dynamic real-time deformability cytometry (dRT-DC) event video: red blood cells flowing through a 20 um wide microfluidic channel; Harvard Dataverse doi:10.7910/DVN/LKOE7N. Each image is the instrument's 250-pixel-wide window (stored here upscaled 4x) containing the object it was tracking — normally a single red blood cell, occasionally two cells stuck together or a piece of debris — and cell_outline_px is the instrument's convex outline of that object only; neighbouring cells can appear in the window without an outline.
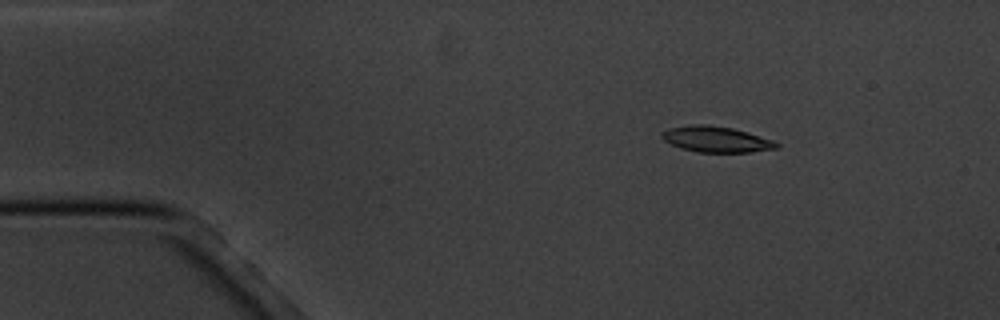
{"species": "common noctule bat (a hibernating species)", "species_latin": "Nyctalus noctula", "temperature_condition": "cold", "stored_images_in_passage": 8, "camera_frame_rate_fps": 3000, "um_per_image_px": 0.085, "animal": {"sex": "male", "body_mass_g": 20.1, "forearm_length_mm": 53.5}, "frame": {"image": 1, "passage_image": 2, "time_ms": 1.0, "image_size_px": [1000, 320], "cell_outline_px": [[780, 144], [776, 148], [752, 152], [696, 152], [680, 148], [664, 140], [660, 136], [660, 132], [668, 128], [692, 124], [708, 124], [732, 128], [748, 132], [772, 140]], "centroid_in_image_um": [60.83, 11.83], "position_along_channel_um": 24.2, "area_um2": 17.34}}
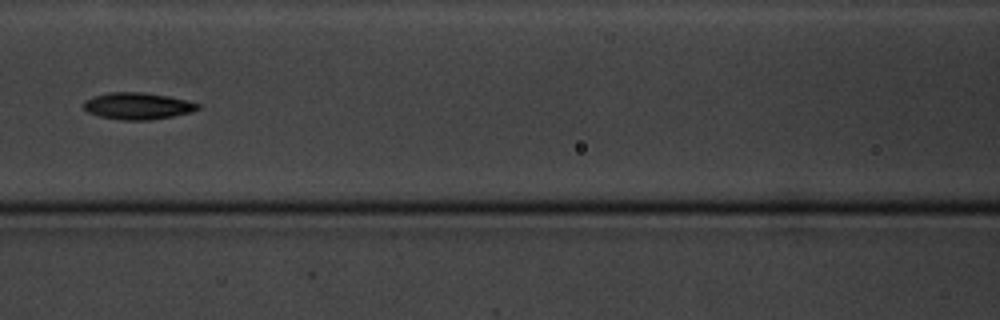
{"frame": {"image": 2, "passage_image": 6, "time_ms": 6.667, "image_size_px": [1000, 320], "cell_outline_px": [[200, 108], [192, 112], [172, 116], [148, 120], [120, 120], [100, 116], [88, 112], [84, 108], [84, 100], [92, 96], [108, 92], [144, 92], [168, 96], [200, 104]], "centroid_in_image_um": [11.68, 9.0], "position_along_channel_um": 154.9, "area_um2": 17.8}}
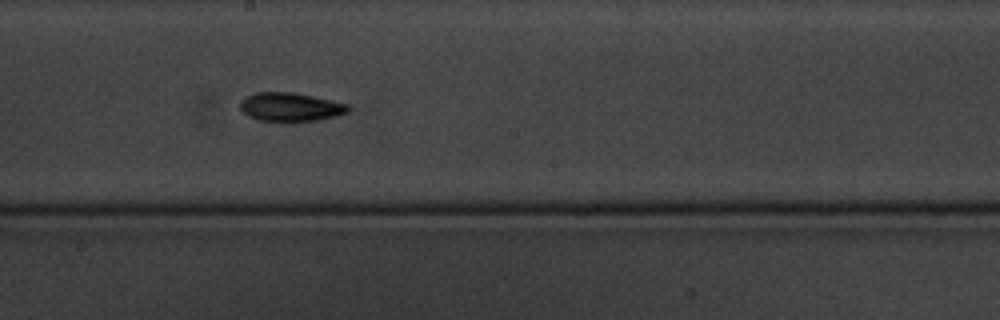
{"frame": {"image": 3, "passage_image": 8, "time_ms": 8.667, "image_size_px": [1000, 320], "cell_outline_px": [[352, 108], [348, 112], [336, 116], [320, 120], [256, 120], [248, 116], [240, 108], [240, 100], [256, 92], [292, 92], [312, 96], [348, 104]], "centroid_in_image_um": [24.7, 9.08], "position_along_channel_um": 223.5, "area_um2": 17.8}}